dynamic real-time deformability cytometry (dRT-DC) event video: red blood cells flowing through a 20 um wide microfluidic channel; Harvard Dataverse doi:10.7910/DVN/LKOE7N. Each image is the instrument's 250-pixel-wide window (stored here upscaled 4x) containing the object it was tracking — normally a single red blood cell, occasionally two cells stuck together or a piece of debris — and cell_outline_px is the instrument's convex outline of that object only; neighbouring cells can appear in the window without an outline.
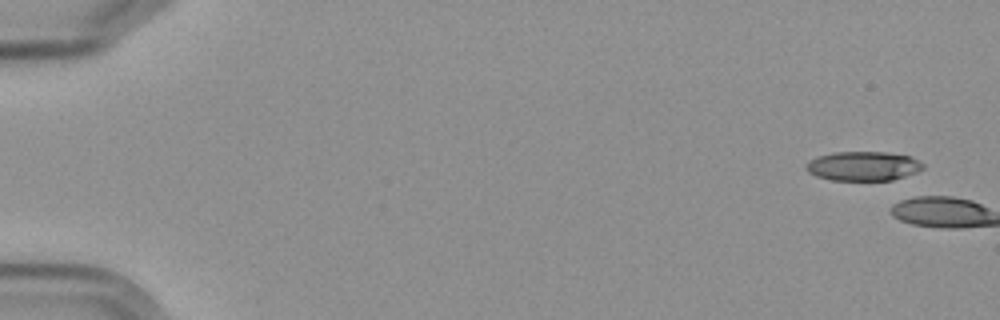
{"species": "Egyptian fruit bat (a non-hibernating species)", "species_latin": "Rousettus aegyptiacus", "temperature_condition": "cold", "stored_images_in_passage": 11, "camera_frame_rate_fps": 3000, "um_per_image_px": 0.085, "frame": {"image": 1, "passage_image": 1, "time_ms": 0.0, "image_size_px": [1000, 320], "cell_outline_px": [[924, 168], [916, 172], [892, 180], [832, 180], [816, 176], [808, 172], [804, 168], [808, 160], [816, 156], [836, 152], [888, 152], [912, 156], [924, 164]], "centroid_in_image_um": [73.36, 14.11], "position_along_channel_um": 11.6, "area_um2": 20.11}}
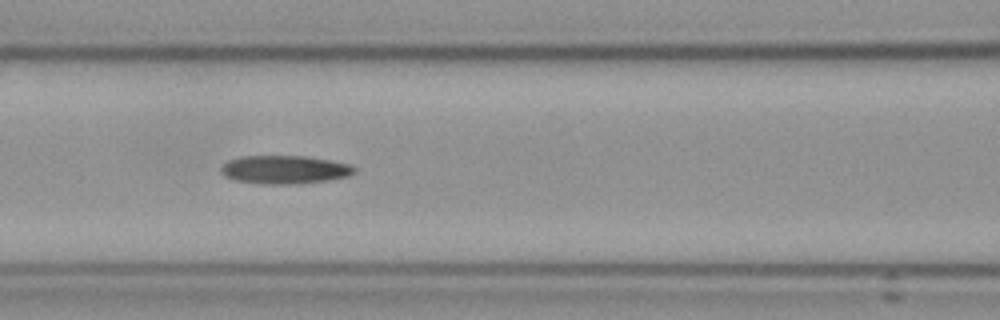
{"frame": {"image": 2, "passage_image": 8, "time_ms": 9.0, "image_size_px": [1000, 320], "cell_outline_px": [[356, 172], [348, 176], [328, 180], [288, 184], [264, 184], [236, 180], [224, 176], [220, 172], [220, 168], [228, 160], [244, 156], [304, 156], [328, 160], [348, 164], [356, 168]], "centroid_in_image_um": [24.17, 14.42], "position_along_channel_um": 142.4, "area_um2": 21.79}}
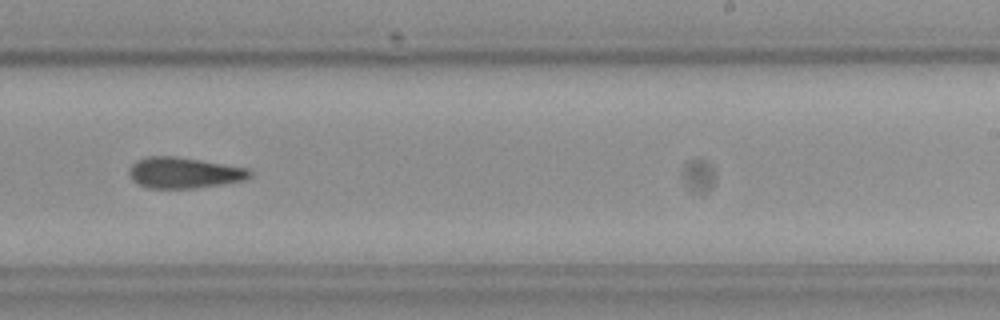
{"frame": {"image": 3, "passage_image": 11, "time_ms": 12.667, "image_size_px": [1000, 320], "cell_outline_px": [[252, 176], [244, 180], [220, 184], [192, 188], [148, 188], [132, 180], [128, 172], [128, 168], [136, 160], [148, 156], [176, 156], [200, 160], [244, 168], [252, 172]], "centroid_in_image_um": [15.58, 14.68], "position_along_channel_um": 273.4, "area_um2": 21.5}}